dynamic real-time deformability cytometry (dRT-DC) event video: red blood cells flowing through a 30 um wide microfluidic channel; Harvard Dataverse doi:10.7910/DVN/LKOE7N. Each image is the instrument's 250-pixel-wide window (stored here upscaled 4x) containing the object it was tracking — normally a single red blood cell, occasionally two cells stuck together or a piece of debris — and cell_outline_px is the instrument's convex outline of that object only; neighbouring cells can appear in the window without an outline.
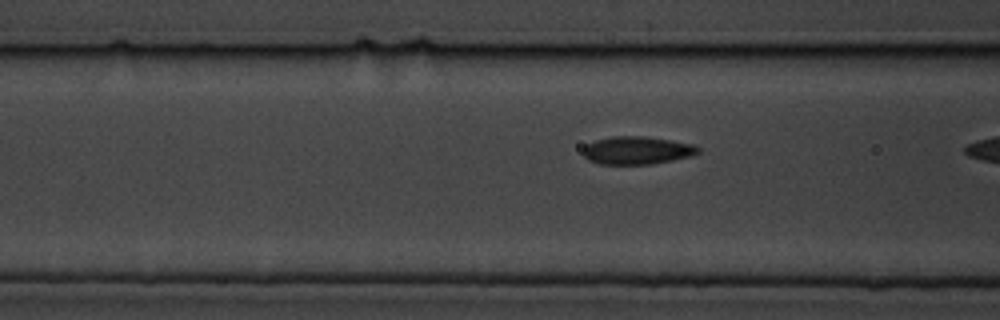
{"species": "common noctule bat (a hibernating species)", "species_latin": "Nyctalus noctula", "temperature_condition": "cold", "stored_images_in_passage": 7, "camera_frame_rate_fps": 3000, "um_per_image_px": 0.085, "animal": {"sex": "male", "body_mass_g": 19.5, "forearm_length_mm": 54.6}, "frame": {"image": 1, "passage_image": 6, "time_ms": 1.667, "image_size_px": [1000, 320], "cell_outline_px": [[700, 152], [692, 156], [652, 164], [600, 164], [588, 160], [584, 156], [584, 148], [588, 144], [596, 140], [612, 136], [644, 136], [696, 144], [700, 148]], "centroid_in_image_um": [54.19, 12.78], "position_along_channel_um": 112.4, "area_um2": 18.73}}